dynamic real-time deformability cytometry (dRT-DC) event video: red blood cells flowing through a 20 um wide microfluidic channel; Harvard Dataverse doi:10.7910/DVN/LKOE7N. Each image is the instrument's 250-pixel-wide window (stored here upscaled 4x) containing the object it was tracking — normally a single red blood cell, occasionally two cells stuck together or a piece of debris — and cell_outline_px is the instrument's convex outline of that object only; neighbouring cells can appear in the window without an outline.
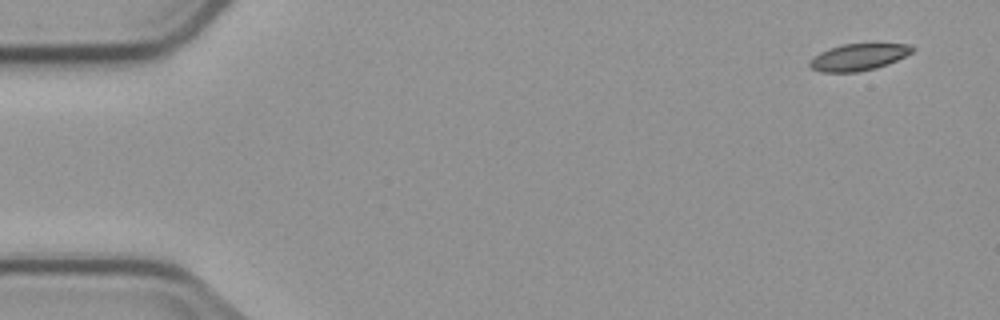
{"species": "common noctule bat (a hibernating species)", "species_latin": "Nyctalus noctula", "temperature_condition": "cold", "stored_images_in_passage": 8, "camera_frame_rate_fps": 3000, "um_per_image_px": 0.085, "animal": {"sex": "male", "body_mass_g": 23.1, "forearm_length_mm": 52.7}, "frame": {"image": 1, "passage_image": 1, "time_ms": 0.0, "image_size_px": [1000, 320], "cell_outline_px": [[916, 48], [912, 52], [888, 64], [876, 68], [860, 72], [820, 72], [812, 68], [808, 64], [808, 60], [820, 52], [828, 48], [844, 44], [912, 44]], "centroid_in_image_um": [72.95, 4.85], "position_along_channel_um": 12.0, "area_um2": 16.07}}
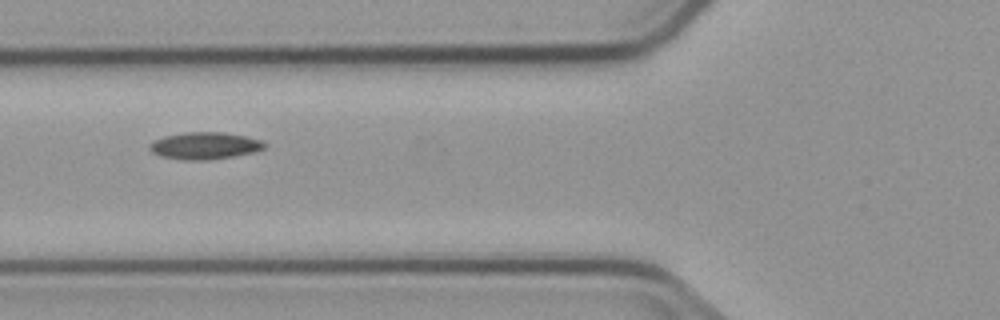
{"frame": {"image": 2, "passage_image": 6, "time_ms": 6.0, "image_size_px": [1000, 320], "cell_outline_px": [[268, 144], [264, 148], [256, 152], [208, 160], [180, 160], [160, 156], [152, 152], [148, 148], [148, 144], [152, 140], [164, 136], [184, 132], [224, 132], [264, 140]], "centroid_in_image_um": [17.39, 12.38], "position_along_channel_um": 108.4, "area_um2": 18.44}}
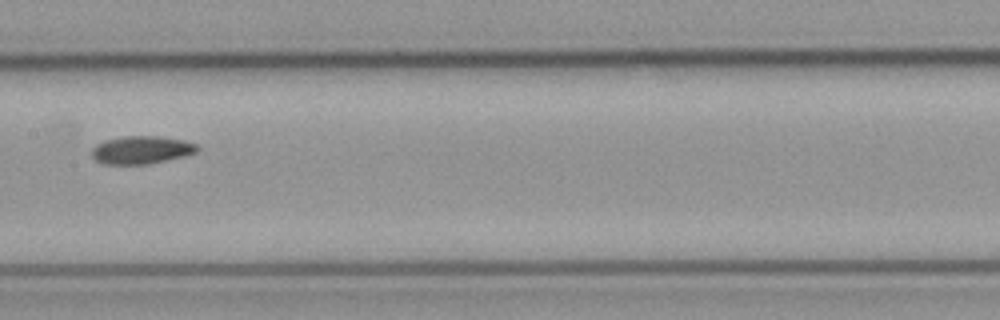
{"frame": {"image": 3, "passage_image": 8, "time_ms": 8.333, "image_size_px": [1000, 320], "cell_outline_px": [[200, 148], [196, 152], [184, 156], [148, 164], [104, 164], [96, 160], [92, 156], [92, 148], [96, 144], [104, 140], [124, 136], [156, 136], [184, 140], [196, 144]], "centroid_in_image_um": [12.01, 12.74], "position_along_channel_um": 195.4, "area_um2": 17.11}}